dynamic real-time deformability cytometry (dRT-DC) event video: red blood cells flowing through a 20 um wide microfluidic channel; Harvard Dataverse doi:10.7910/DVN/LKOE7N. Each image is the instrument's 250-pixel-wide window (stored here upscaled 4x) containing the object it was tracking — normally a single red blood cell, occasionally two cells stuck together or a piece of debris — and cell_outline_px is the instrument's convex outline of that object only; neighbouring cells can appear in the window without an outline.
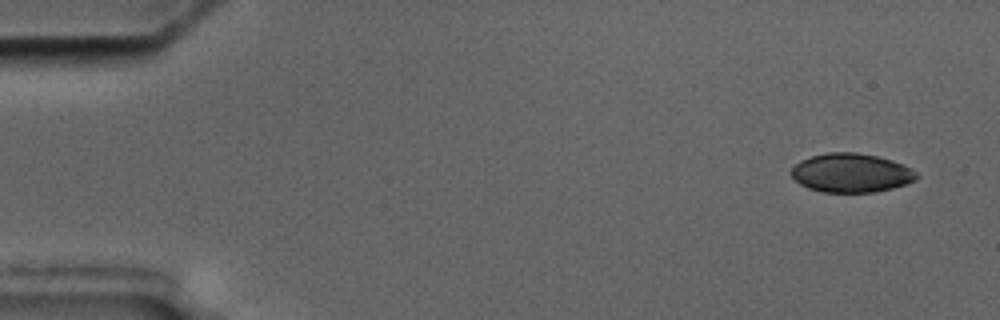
{"species": "common noctule bat (a hibernating species)", "species_latin": "Nyctalus noctula", "temperature_condition": "cold", "stored_images_in_passage": 5, "camera_frame_rate_fps": 3000, "um_per_image_px": 0.085, "animal": {"sex": "male", "body_mass_g": 17.5, "forearm_length_mm": 52.3}, "frame": {"image": 1, "passage_image": 1, "time_ms": 0.0, "image_size_px": [1000, 320], "cell_outline_px": [[920, 176], [916, 180], [892, 188], [876, 192], [824, 192], [808, 188], [800, 184], [788, 172], [800, 160], [812, 156], [828, 152], [856, 152], [876, 156], [892, 160], [904, 164], [912, 168]], "centroid_in_image_um": [72.36, 14.69], "position_along_channel_um": 12.6, "area_um2": 28.55}}
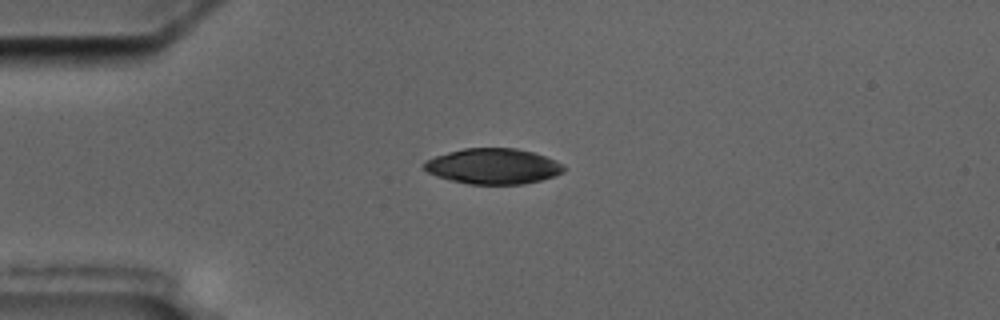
{"frame": {"image": 2, "passage_image": 4, "time_ms": 3.667, "image_size_px": [1000, 320], "cell_outline_px": [[568, 168], [564, 172], [556, 176], [524, 184], [468, 184], [436, 176], [428, 172], [424, 168], [424, 160], [448, 152], [464, 148], [516, 148], [532, 152], [556, 160]], "centroid_in_image_um": [41.95, 14.13], "position_along_channel_um": 43.1, "area_um2": 29.02}}